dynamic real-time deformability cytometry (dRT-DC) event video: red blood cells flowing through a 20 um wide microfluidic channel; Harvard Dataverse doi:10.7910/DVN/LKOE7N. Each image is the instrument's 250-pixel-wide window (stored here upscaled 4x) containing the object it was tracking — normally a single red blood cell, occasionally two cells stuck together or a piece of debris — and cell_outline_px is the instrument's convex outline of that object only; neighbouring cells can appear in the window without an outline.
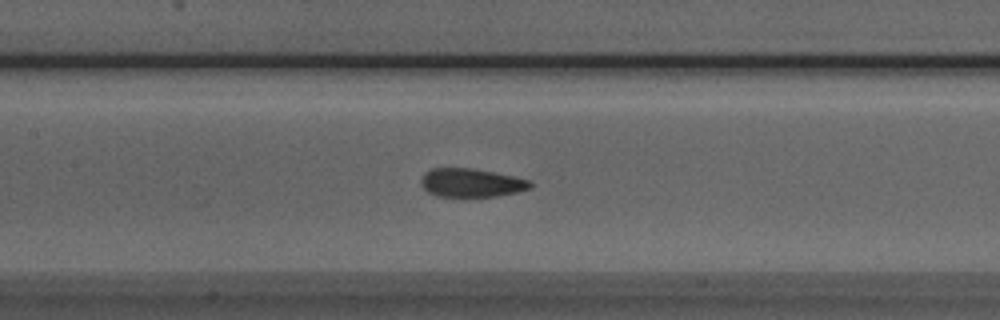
{"species": "Egyptian fruit bat (a non-hibernating species)", "species_latin": "Rousettus aegyptiacus", "temperature_condition": "room temperature", "stored_images_in_passage": 50, "camera_frame_rate_fps": 3000, "um_per_image_px": 0.085, "animal": {"sex": "male"}, "frame": {"image": 1, "passage_image": 22, "time_ms": 7.0, "image_size_px": [1000, 320], "cell_outline_px": [[532, 188], [516, 192], [496, 196], [436, 196], [428, 192], [420, 184], [420, 180], [424, 172], [432, 168], [472, 168], [532, 180]], "centroid_in_image_um": [40.04, 15.53], "position_along_channel_um": 167.4, "area_um2": 18.15}}
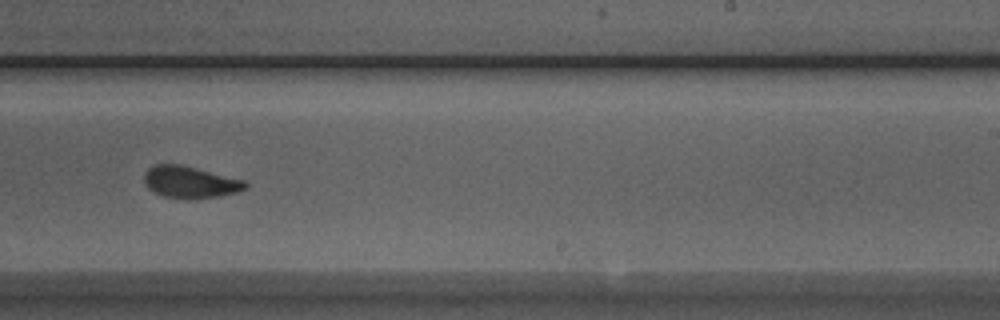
{"frame": {"image": 2, "passage_image": 30, "time_ms": 9.667, "image_size_px": [1000, 320], "cell_outline_px": [[248, 188], [236, 192], [220, 196], [188, 200], [164, 196], [148, 188], [144, 184], [144, 176], [148, 168], [156, 164], [180, 164], [244, 180], [248, 184]], "centroid_in_image_um": [16.16, 15.49], "position_along_channel_um": 272.8, "area_um2": 18.79}}
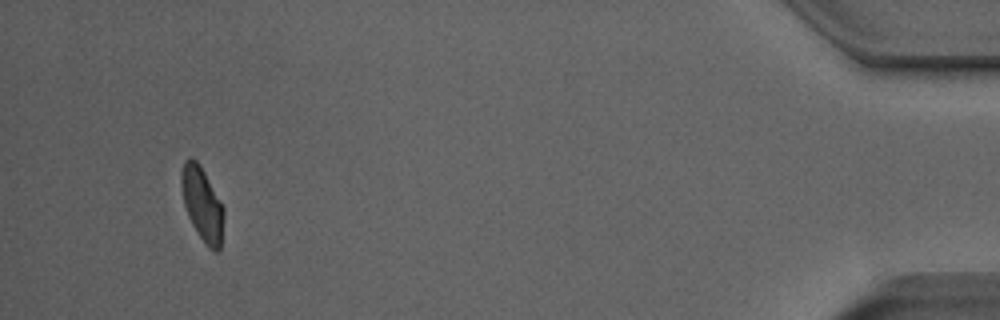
{"frame": {"image": 3, "passage_image": 47, "time_ms": 15.333, "image_size_px": [1000, 320], "cell_outline_px": [[224, 216], [220, 252], [216, 252], [208, 248], [196, 232], [188, 216], [184, 204], [180, 184], [180, 172], [184, 160], [192, 156], [200, 164], [224, 208]], "centroid_in_image_um": [17.18, 17.34], "position_along_channel_um": 418.0, "area_um2": 18.5}, "authors_computed_cell_mechanics": {"area_um2": 18.9873, "velocity_mm_per_s": 3.9744, "shape_relaxation_time_tau1_ms": 7.9239, "shape_relaxation_time_tau2_ms": 1.3202, "deformation_change_tau1": 0.1812, "deformation_change_tau2": 0.0591}}